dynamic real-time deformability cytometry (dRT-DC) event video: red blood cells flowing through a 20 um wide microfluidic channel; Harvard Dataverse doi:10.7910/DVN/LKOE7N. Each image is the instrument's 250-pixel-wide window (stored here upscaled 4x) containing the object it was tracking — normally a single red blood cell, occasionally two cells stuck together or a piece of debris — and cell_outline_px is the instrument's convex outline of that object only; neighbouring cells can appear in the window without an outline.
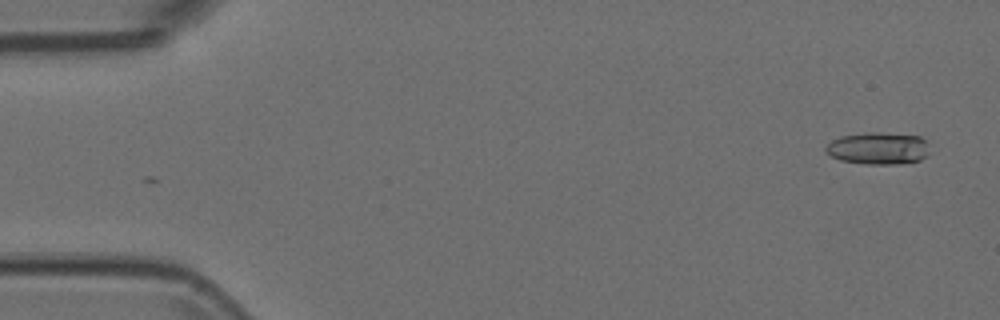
{"species": "Egyptian fruit bat (a non-hibernating species)", "species_latin": "Rousettus aegyptiacus", "temperature_condition": "room temperature", "stored_images_in_passage": 52, "camera_frame_rate_fps": 3000, "um_per_image_px": 0.085, "animal": {"sex": "female"}, "frame": {"image": 1, "passage_image": 1, "time_ms": 0.0, "image_size_px": [1000, 320], "cell_outline_px": [[928, 156], [920, 160], [896, 164], [864, 164], [840, 160], [824, 152], [824, 148], [832, 140], [840, 136], [864, 132], [880, 132], [920, 136], [924, 140]], "centroid_in_image_um": [74.59, 12.6], "position_along_channel_um": 10.4, "area_um2": 19.48}}
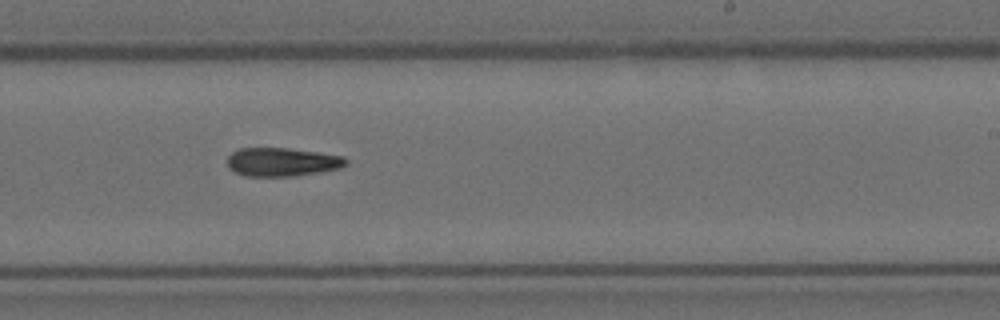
{"frame": {"image": 2, "passage_image": 31, "time_ms": 10.0, "image_size_px": [1000, 320], "cell_outline_px": [[348, 164], [340, 168], [292, 176], [244, 176], [228, 168], [228, 156], [232, 152], [240, 148], [288, 148], [344, 156], [348, 160]], "centroid_in_image_um": [23.97, 13.76], "position_along_channel_um": 265.0, "area_um2": 19.65}}
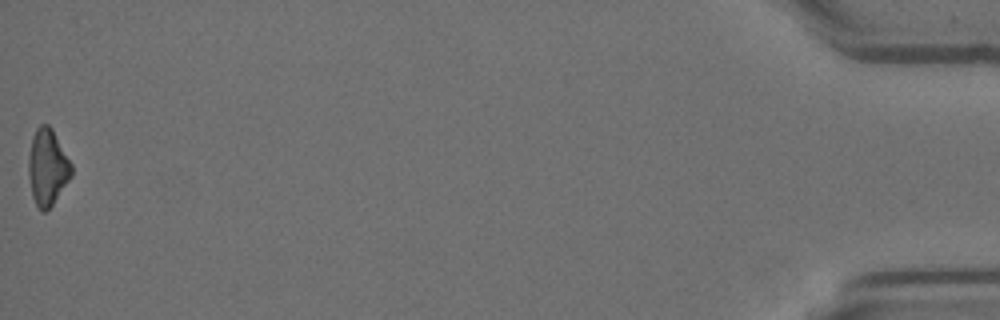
{"frame": {"image": 3, "passage_image": 52, "time_ms": 17.0, "image_size_px": [1000, 320], "cell_outline_px": [[72, 176], [52, 204], [44, 212], [40, 212], [32, 196], [28, 176], [28, 156], [32, 136], [36, 128], [40, 124], [48, 124], [52, 128], [72, 164]], "centroid_in_image_um": [4.02, 14.2], "position_along_channel_um": 431.2, "area_um2": 19.19}}